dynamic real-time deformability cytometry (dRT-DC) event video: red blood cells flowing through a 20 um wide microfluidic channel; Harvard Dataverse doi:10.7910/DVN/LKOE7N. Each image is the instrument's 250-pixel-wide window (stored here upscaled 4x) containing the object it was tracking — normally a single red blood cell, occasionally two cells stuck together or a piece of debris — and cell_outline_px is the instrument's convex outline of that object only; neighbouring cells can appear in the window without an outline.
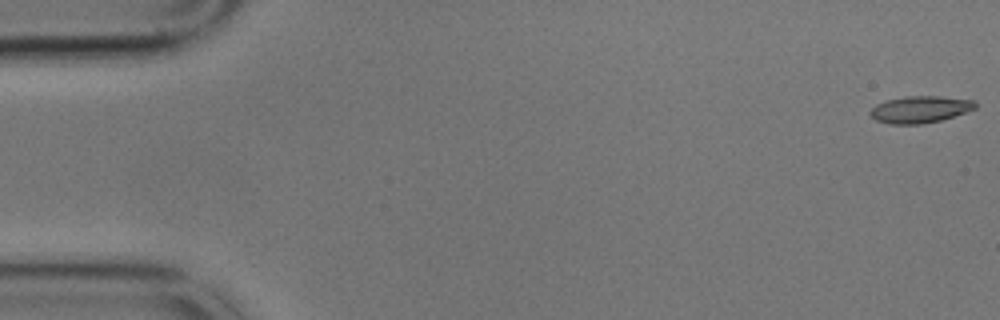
{"species": "common noctule bat (a hibernating species)", "species_latin": "Nyctalus noctula", "temperature_condition": "cold", "stored_images_in_passage": 59, "camera_frame_rate_fps": 3000, "um_per_image_px": 0.085, "animal": {"sex": "male", "body_mass_g": 17.9}, "frame": {"image": 1, "passage_image": 1, "time_ms": 0.0, "image_size_px": [1000, 320], "cell_outline_px": [[976, 108], [940, 120], [920, 124], [892, 124], [876, 120], [868, 112], [876, 104], [888, 100], [904, 96], [940, 96], [976, 100]], "centroid_in_image_um": [78.2, 9.29], "position_along_channel_um": 6.8, "area_um2": 16.3}}
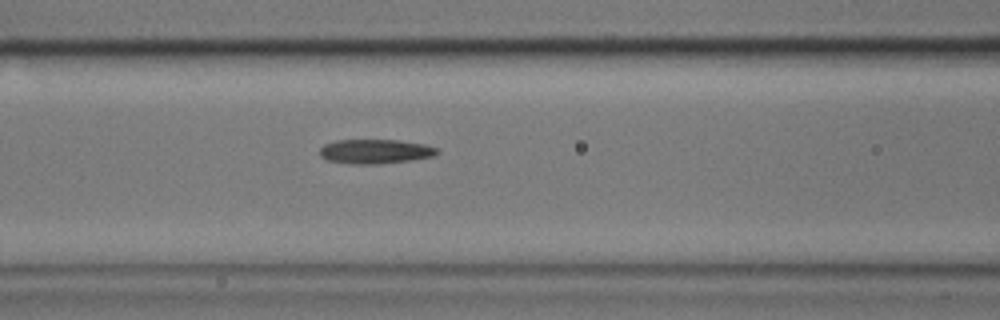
{"frame": {"image": 2, "passage_image": 24, "time_ms": 7.667, "image_size_px": [1000, 320], "cell_outline_px": [[440, 152], [436, 156], [412, 160], [372, 164], [352, 164], [328, 160], [320, 156], [320, 148], [324, 144], [336, 140], [400, 140], [424, 144], [436, 148]], "centroid_in_image_um": [31.91, 12.87], "position_along_channel_um": 134.7, "area_um2": 16.7}}
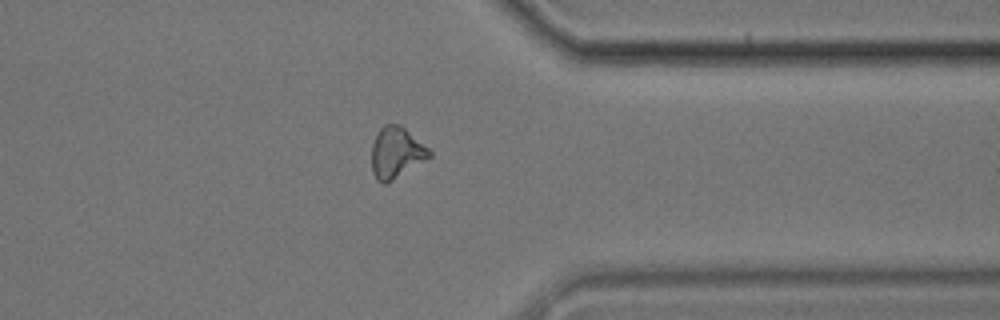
{"frame": {"image": 3, "passage_image": 46, "time_ms": 15.0, "image_size_px": [1000, 320], "cell_outline_px": [[432, 156], [388, 184], [384, 184], [376, 180], [372, 172], [372, 144], [380, 128], [384, 124], [400, 124], [428, 148], [432, 152]], "centroid_in_image_um": [33.67, 13.0], "position_along_channel_um": 377.7, "area_um2": 17.28}}